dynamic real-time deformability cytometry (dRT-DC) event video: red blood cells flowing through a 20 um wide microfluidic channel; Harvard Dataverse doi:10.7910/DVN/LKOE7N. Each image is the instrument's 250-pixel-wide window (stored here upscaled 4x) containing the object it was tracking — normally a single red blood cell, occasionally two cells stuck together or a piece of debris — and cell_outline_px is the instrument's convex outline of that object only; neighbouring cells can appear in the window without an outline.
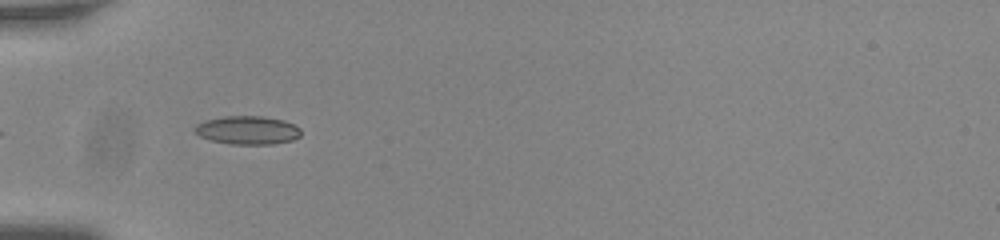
{"species": "common noctule bat (a hibernating species)", "species_latin": "Nyctalus noctula", "temperature_condition": "room temperature", "stored_images_in_passage": 20, "camera_frame_rate_fps": 3000, "um_per_image_px": 0.085, "animal": {"sex": "male", "body_mass_g": 20.0, "forearm_length_mm": 53.3}, "frame": {"image": 1, "passage_image": 4, "time_ms": 1.0, "image_size_px": [1000, 240], "cell_outline_px": [[300, 136], [292, 140], [272, 144], [232, 144], [212, 140], [200, 136], [192, 128], [196, 124], [204, 120], [224, 116], [264, 116], [284, 120], [300, 128]], "centroid_in_image_um": [21.02, 11.05], "position_along_channel_um": 64.0, "area_um2": 17.57}}
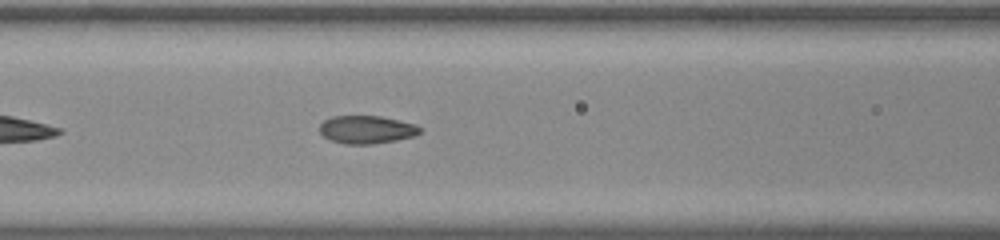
{"frame": {"image": 2, "passage_image": 10, "time_ms": 3.0, "image_size_px": [1000, 240], "cell_outline_px": [[420, 132], [416, 136], [396, 140], [372, 144], [348, 144], [332, 140], [324, 136], [320, 132], [320, 124], [324, 120], [332, 116], [380, 116], [416, 124], [420, 128]], "centroid_in_image_um": [31.18, 11.01], "position_along_channel_um": 135.4, "area_um2": 16.24}}
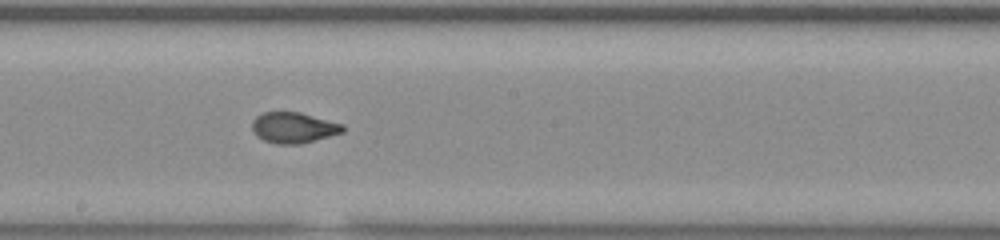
{"frame": {"image": 3, "passage_image": 17, "time_ms": 5.333, "image_size_px": [1000, 240], "cell_outline_px": [[344, 132], [300, 144], [276, 144], [264, 140], [256, 136], [252, 128], [252, 120], [256, 116], [264, 112], [300, 112], [344, 124]], "centroid_in_image_um": [24.95, 10.85], "position_along_channel_um": 223.3, "area_um2": 16.3}}